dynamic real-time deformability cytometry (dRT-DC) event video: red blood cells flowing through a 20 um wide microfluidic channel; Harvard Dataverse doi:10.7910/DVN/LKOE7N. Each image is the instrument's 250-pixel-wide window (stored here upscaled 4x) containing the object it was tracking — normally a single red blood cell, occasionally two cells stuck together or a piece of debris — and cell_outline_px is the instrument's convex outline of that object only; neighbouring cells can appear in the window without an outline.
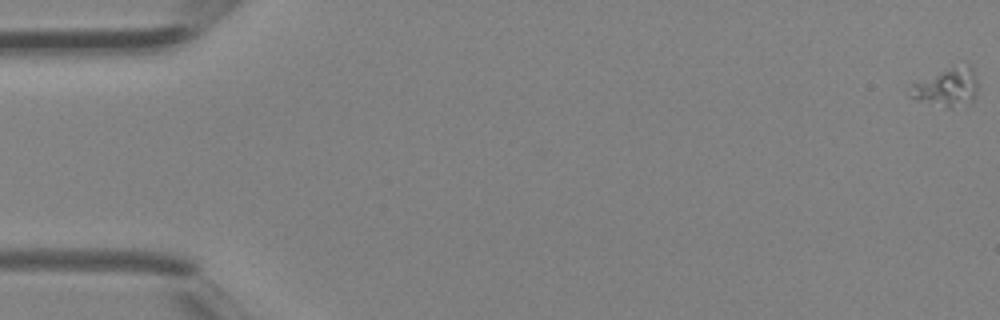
{"species": "Egyptian fruit bat (a non-hibernating species)", "species_latin": "Rousettus aegyptiacus", "temperature_condition": "room temperature", "stored_images_in_passage": 4, "camera_frame_rate_fps": 3000, "um_per_image_px": 0.085, "animal": {"sex": "female"}, "frame": {"image": 1, "passage_image": 1, "time_ms": 0.0, "image_size_px": [1000, 320], "cell_outline_px": [[976, 96], [972, 104], [964, 108], [948, 108], [916, 100], [908, 96], [912, 84], [952, 64], [968, 64], [972, 68], [976, 76]], "centroid_in_image_um": [80.52, 7.43], "position_along_channel_um": 4.5, "area_um2": 15.84}}
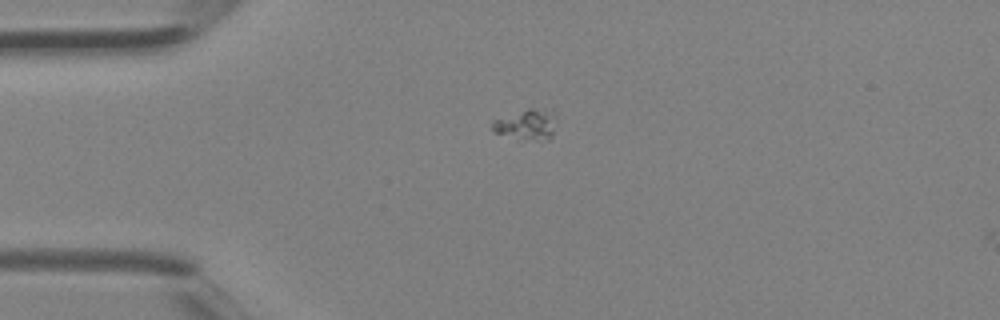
{"frame": {"image": 2, "passage_image": 4, "time_ms": 1.0, "image_size_px": [1000, 320], "cell_outline_px": [[556, 120], [552, 136], [548, 140], [524, 140], [492, 132], [492, 120], [528, 108], [552, 108], [556, 116]], "centroid_in_image_um": [44.79, 10.57], "position_along_channel_um": 40.2, "area_um2": 11.79}}